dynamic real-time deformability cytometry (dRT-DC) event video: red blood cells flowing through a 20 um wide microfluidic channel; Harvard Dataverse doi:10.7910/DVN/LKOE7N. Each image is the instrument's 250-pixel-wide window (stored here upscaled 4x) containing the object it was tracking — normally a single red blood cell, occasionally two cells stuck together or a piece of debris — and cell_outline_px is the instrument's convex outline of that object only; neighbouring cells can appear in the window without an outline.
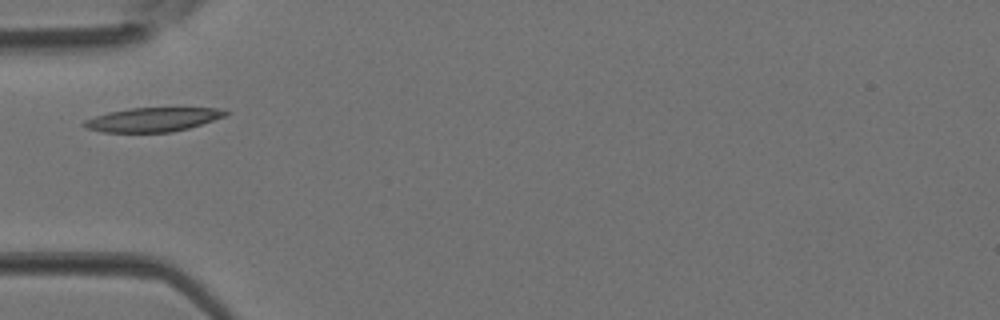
{"species": "Egyptian fruit bat (a non-hibernating species)", "species_latin": "Rousettus aegyptiacus", "temperature_condition": "room temperature", "stored_images_in_passage": 1, "camera_frame_rate_fps": 3000, "um_per_image_px": 0.085, "animal": {"sex": "female"}, "frame": {"image": 1, "passage_image": 1, "time_ms": 0.0, "image_size_px": [1000, 320], "cell_outline_px": [[232, 112], [224, 116], [188, 128], [172, 132], [104, 132], [88, 128], [80, 124], [84, 120], [108, 112], [132, 108], [220, 108]], "centroid_in_image_um": [12.98, 10.16], "position_along_channel_um": 72.0, "area_um2": 19.59}}